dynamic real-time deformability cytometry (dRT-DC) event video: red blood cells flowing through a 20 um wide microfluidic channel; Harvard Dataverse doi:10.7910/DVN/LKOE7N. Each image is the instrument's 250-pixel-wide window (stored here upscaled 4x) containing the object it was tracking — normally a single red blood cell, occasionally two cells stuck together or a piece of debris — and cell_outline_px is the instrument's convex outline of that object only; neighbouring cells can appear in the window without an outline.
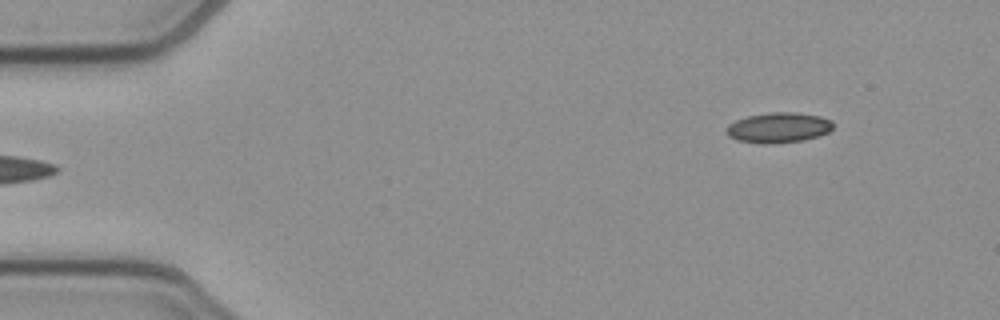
{"species": "common noctule bat (a hibernating species)", "species_latin": "Nyctalus noctula", "temperature_condition": "cold", "stored_images_in_passage": 48, "camera_frame_rate_fps": 3000, "um_per_image_px": 0.085, "animal": {"sex": "female", "body_mass_g": 21.9}, "frame": {"image": 1, "passage_image": 1, "time_ms": 0.0, "image_size_px": [1000, 320], "cell_outline_px": [[832, 128], [828, 132], [820, 136], [804, 140], [764, 144], [760, 144], [736, 140], [728, 136], [724, 132], [728, 124], [736, 120], [748, 116], [768, 112], [796, 112], [820, 116], [832, 120]], "centroid_in_image_um": [66.14, 10.85], "position_along_channel_um": 18.9, "area_um2": 19.02}}
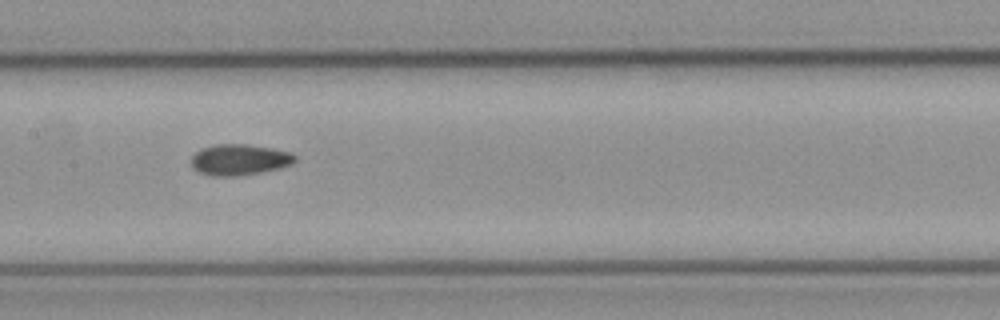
{"frame": {"image": 2, "passage_image": 21, "time_ms": 6.667, "image_size_px": [1000, 320], "cell_outline_px": [[296, 160], [292, 164], [280, 168], [260, 172], [236, 176], [212, 176], [200, 172], [192, 168], [192, 156], [200, 148], [216, 144], [248, 144], [272, 148], [292, 152], [296, 156]], "centroid_in_image_um": [20.36, 13.56], "position_along_channel_um": 187.0, "area_um2": 18.84}}
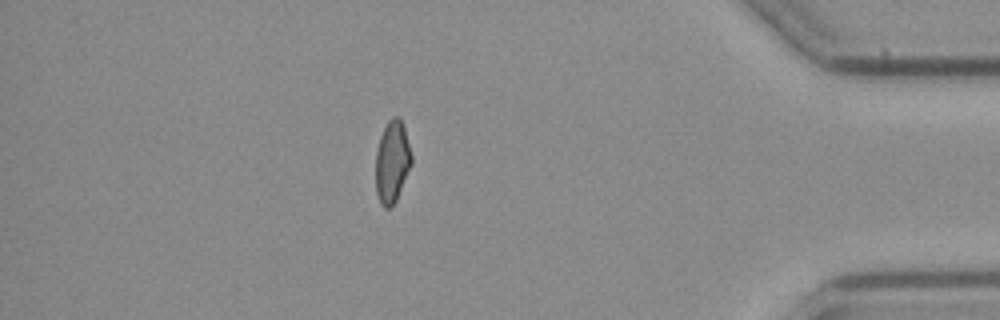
{"frame": {"image": 3, "passage_image": 41, "time_ms": 13.333, "image_size_px": [1000, 320], "cell_outline_px": [[412, 164], [396, 200], [392, 208], [384, 208], [380, 204], [376, 192], [376, 148], [380, 136], [388, 120], [392, 116], [400, 116], [404, 124], [412, 156]], "centroid_in_image_um": [33.33, 13.73], "position_along_channel_um": 401.9, "area_um2": 17.46}, "authors_computed_cell_mechanics": {"area_um2": 18.0914, "velocity_mm_per_s": 3.8706, "shape_relaxation_time_tau1_ms": null, "shape_relaxation_time_tau2_ms": 3.3171, "deformation_change_tau1": null, "deformation_change_tau2": 0.0869}}